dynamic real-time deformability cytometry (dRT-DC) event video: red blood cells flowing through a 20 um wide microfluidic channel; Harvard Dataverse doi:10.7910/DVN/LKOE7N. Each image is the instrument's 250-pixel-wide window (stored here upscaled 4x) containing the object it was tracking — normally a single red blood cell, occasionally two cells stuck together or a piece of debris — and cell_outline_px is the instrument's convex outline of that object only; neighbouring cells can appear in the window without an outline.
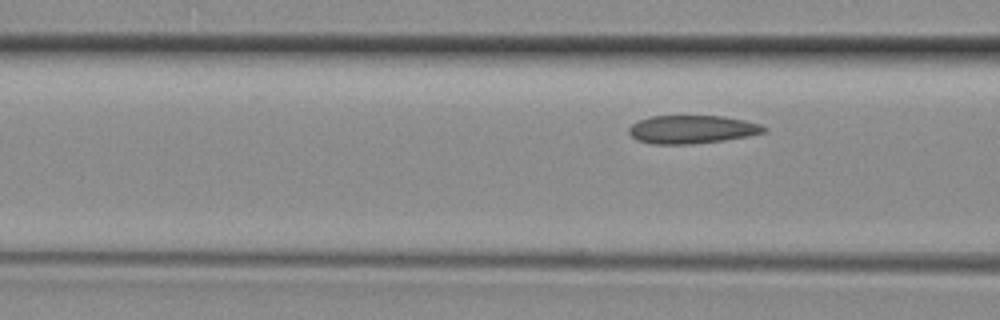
{"species": "common noctule bat (a hibernating species)", "species_latin": "Nyctalus noctula", "temperature_condition": "room temperature", "stored_images_in_passage": 5, "camera_frame_rate_fps": 3000, "um_per_image_px": 0.085, "animal": {"sex": "female", "body_mass_g": 29.2, "forearm_length_mm": 56.3}, "frame": {"image": 1, "passage_image": 5, "time_ms": 1.333, "image_size_px": [1000, 320], "cell_outline_px": [[768, 132], [748, 136], [724, 140], [688, 144], [652, 144], [636, 140], [628, 132], [628, 128], [632, 124], [640, 120], [652, 116], [724, 116], [744, 120], [760, 124], [768, 128]], "centroid_in_image_um": [58.84, 11.0], "position_along_channel_um": 107.8, "area_um2": 22.25}}